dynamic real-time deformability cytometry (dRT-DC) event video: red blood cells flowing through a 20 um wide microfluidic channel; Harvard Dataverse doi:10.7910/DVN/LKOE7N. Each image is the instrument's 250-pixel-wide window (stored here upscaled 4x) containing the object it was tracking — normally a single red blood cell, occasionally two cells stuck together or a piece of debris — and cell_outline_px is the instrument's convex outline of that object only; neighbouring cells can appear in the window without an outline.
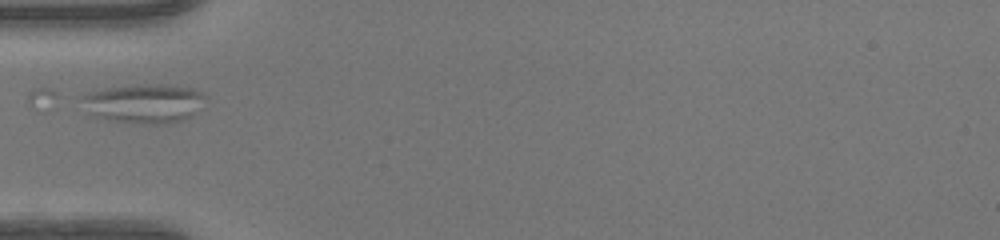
{"species": "human", "species_latin": "Homo sapiens", "temperature_condition": "warm", "stored_images_in_passage": 36, "camera_frame_rate_fps": 3000, "um_per_image_px": 0.085, "donor": {"sex": "female"}, "frame": {"image": 1, "passage_image": 1, "time_ms": 0.0, "image_size_px": [1000, 240], "cell_outline_px": [[208, 96], [192, 116], [180, 120], [164, 124], [144, 124], [88, 116], [76, 96], [104, 88], [148, 84], [168, 84], [192, 88], [204, 92]], "centroid_in_image_um": [12.18, 8.78], "position_along_channel_um": 72.8, "area_um2": 28.73}}
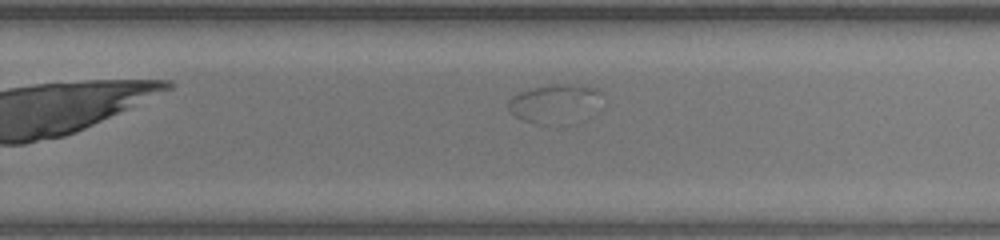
{"frame": {"image": 2, "passage_image": 17, "time_ms": 5.333, "image_size_px": [1000, 240], "cell_outline_px": [[600, 92], [548, 124], [536, 124], [512, 116], [508, 112], [508, 100], [512, 96], [520, 92], [552, 84], [572, 84], [596, 88]], "centroid_in_image_um": [46.63, 8.68], "position_along_channel_um": 283.2, "area_um2": 17.17}}
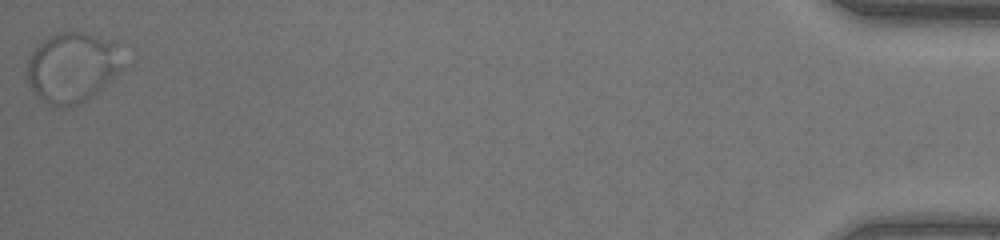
{"frame": {"image": 3, "passage_image": 36, "time_ms": 11.667, "image_size_px": [1000, 240], "cell_outline_px": [[116, 72], [88, 100], [72, 108], [56, 108], [48, 104], [32, 92], [28, 80], [28, 60], [32, 48], [48, 36], [56, 32], [84, 32], [116, 40]], "centroid_in_image_um": [6.02, 5.74], "position_along_channel_um": 429.2, "area_um2": 38.67}}